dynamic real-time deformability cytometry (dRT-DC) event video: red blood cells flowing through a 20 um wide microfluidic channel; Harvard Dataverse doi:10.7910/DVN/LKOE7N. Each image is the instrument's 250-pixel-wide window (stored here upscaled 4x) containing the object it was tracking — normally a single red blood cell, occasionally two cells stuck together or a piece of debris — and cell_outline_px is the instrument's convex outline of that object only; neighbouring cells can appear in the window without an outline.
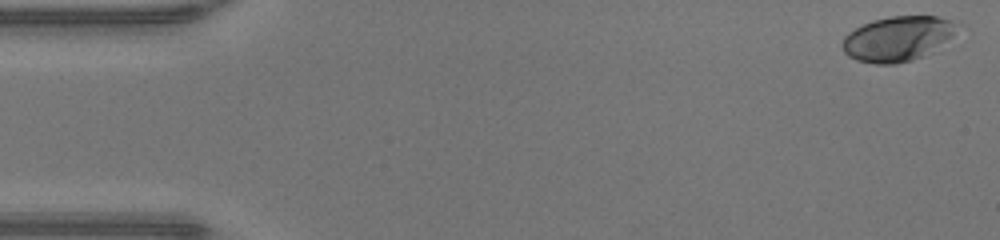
{"species": "human", "species_latin": "Homo sapiens", "temperature_condition": "warm", "stored_images_in_passage": 48, "camera_frame_rate_fps": 3000, "um_per_image_px": 0.085, "donor": {"sex": "male"}, "frame": {"image": 1, "passage_image": 1, "time_ms": 0.0, "image_size_px": [1000, 240], "cell_outline_px": [[964, 24], [952, 36], [924, 56], [912, 60], [896, 64], [876, 64], [856, 60], [848, 56], [844, 52], [840, 44], [844, 36], [848, 32], [872, 20], [892, 16], [936, 16]], "centroid_in_image_um": [76.3, 3.28], "position_along_channel_um": 8.7, "area_um2": 30.23}}
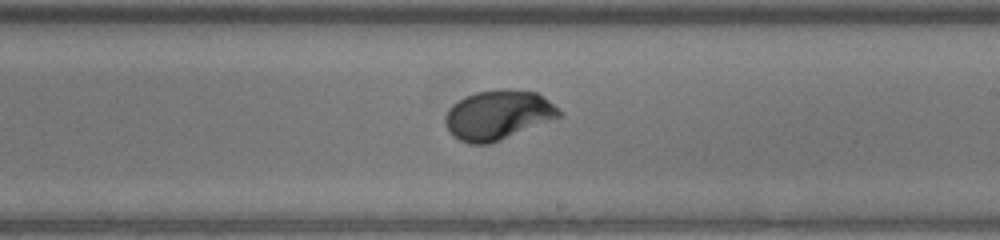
{"frame": {"image": 2, "passage_image": 28, "time_ms": 9.0, "image_size_px": [1000, 240], "cell_outline_px": [[564, 112], [560, 116], [500, 140], [488, 144], [468, 144], [452, 136], [444, 120], [444, 116], [448, 108], [452, 104], [464, 96], [476, 92], [500, 88], [508, 88], [536, 92], [560, 108]], "centroid_in_image_um": [42.3, 9.75], "position_along_channel_um": 246.7, "area_um2": 32.95}}
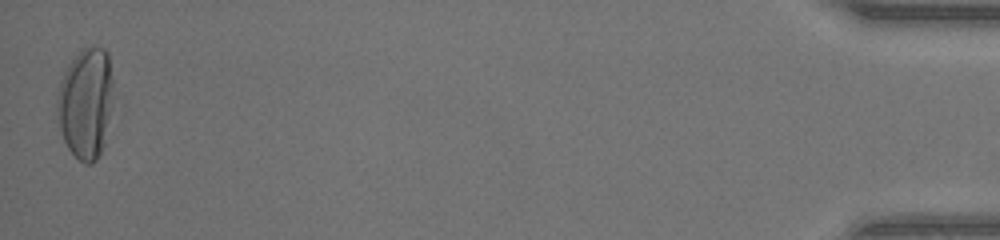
{"frame": {"image": 3, "passage_image": 48, "time_ms": 15.667, "image_size_px": [1000, 240], "cell_outline_px": [[112, 104], [104, 144], [96, 160], [92, 164], [84, 164], [68, 148], [64, 140], [60, 128], [56, 112], [56, 92], [60, 80], [68, 64], [76, 52], [80, 48], [92, 44], [104, 48], [108, 52], [112, 80]], "centroid_in_image_um": [7.27, 8.7], "position_along_channel_um": 427.9, "area_um2": 36.88}, "authors_computed_cell_mechanics": {"area_um2": 30.8941, "velocity_mm_per_s": 4.2721, "shape_relaxation_time_tau1_ms": 4.7011, "shape_relaxation_time_tau2_ms": null, "deformation_change_tau1": 0.2582, "deformation_change_tau2": null}}